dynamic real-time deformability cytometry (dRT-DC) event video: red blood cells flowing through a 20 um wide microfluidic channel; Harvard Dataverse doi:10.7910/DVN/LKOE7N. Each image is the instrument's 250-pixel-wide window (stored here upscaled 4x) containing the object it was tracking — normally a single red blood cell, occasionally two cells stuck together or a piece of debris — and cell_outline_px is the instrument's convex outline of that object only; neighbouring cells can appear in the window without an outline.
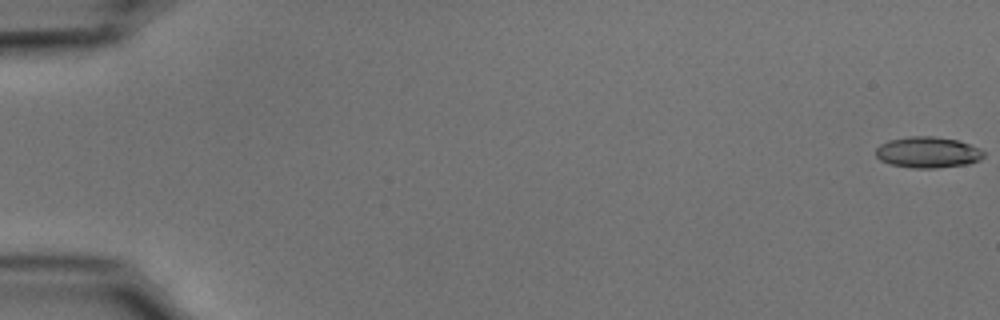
{"species": "common noctule bat (a hibernating species)", "species_latin": "Nyctalus noctula", "temperature_condition": "cold", "stored_images_in_passage": 55, "camera_frame_rate_fps": 3000, "um_per_image_px": 0.085, "animal": {"sex": "male", "body_mass_g": 15.6}, "frame": {"image": 1, "passage_image": 1, "time_ms": 0.0, "image_size_px": [1000, 320], "cell_outline_px": [[984, 156], [980, 160], [968, 164], [936, 168], [912, 168], [888, 164], [880, 160], [876, 156], [876, 148], [880, 144], [888, 140], [908, 136], [932, 136], [956, 140], [980, 148], [984, 152]], "centroid_in_image_um": [78.84, 12.95], "position_along_channel_um": 6.2, "area_um2": 19.65}}
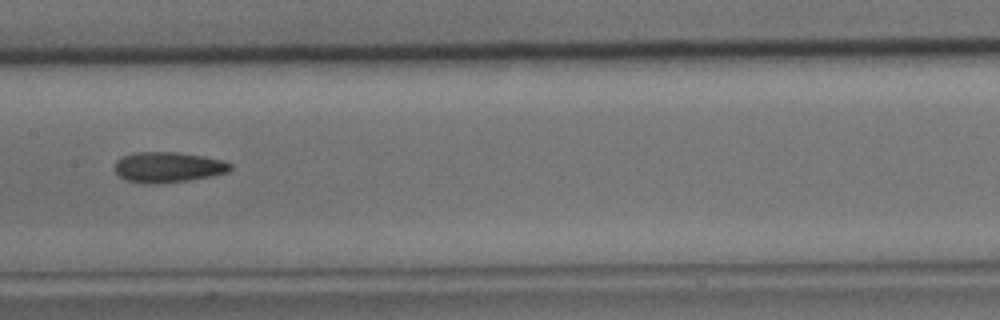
{"frame": {"image": 2, "passage_image": 29, "time_ms": 9.333, "image_size_px": [1000, 320], "cell_outline_px": [[232, 168], [228, 172], [212, 176], [188, 180], [152, 184], [144, 184], [124, 180], [116, 172], [116, 160], [124, 156], [136, 152], [176, 152], [204, 156], [224, 160], [232, 164]], "centroid_in_image_um": [14.31, 14.21], "position_along_channel_um": 193.1, "area_um2": 20.58}}
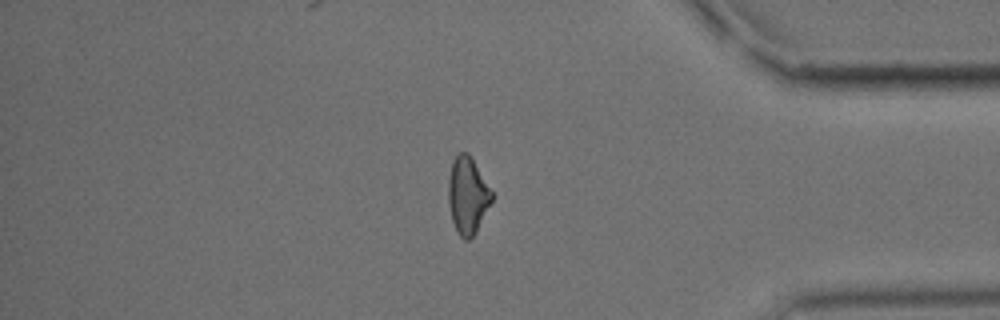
{"frame": {"image": 3, "passage_image": 47, "time_ms": 15.333, "image_size_px": [1000, 320], "cell_outline_px": [[496, 196], [476, 232], [468, 240], [464, 240], [456, 232], [452, 220], [448, 200], [448, 180], [452, 160], [460, 152], [468, 152]], "centroid_in_image_um": [39.77, 16.62], "position_along_channel_um": 395.4, "area_um2": 19.83}, "authors_computed_cell_mechanics": {"area_um2": 19.7676, "velocity_mm_per_s": 3.7487, "shape_relaxation_time_tau1_ms": 6.5366, "shape_relaxation_time_tau2_ms": 6.5556, "deformation_change_tau1": 0.1598, "deformation_change_tau2": 0.1698}}